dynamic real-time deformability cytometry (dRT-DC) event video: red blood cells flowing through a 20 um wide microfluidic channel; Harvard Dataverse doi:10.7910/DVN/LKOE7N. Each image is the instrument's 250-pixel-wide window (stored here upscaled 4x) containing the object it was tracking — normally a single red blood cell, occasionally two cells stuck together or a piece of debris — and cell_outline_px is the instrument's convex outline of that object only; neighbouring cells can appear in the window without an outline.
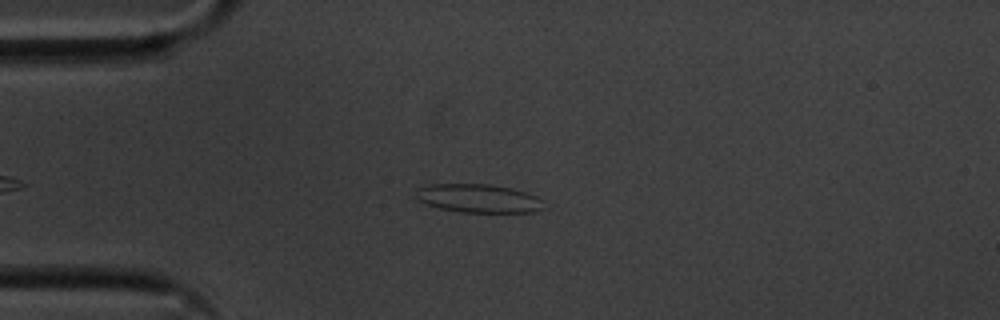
{"species": "common noctule bat (a hibernating species)", "species_latin": "Nyctalus noctula", "temperature_condition": "cold", "stored_images_in_passage": 44, "camera_frame_rate_fps": 3000, "um_per_image_px": 0.085, "animal": {"sex": "male", "body_mass_g": 20.1, "forearm_length_mm": 53.5}, "frame": {"image": 1, "passage_image": 6, "time_ms": 1.667, "image_size_px": [1000, 320], "cell_outline_px": [[544, 208], [536, 212], [460, 212], [440, 208], [428, 204], [420, 200], [416, 196], [416, 188], [428, 184], [488, 184], [512, 188], [528, 192], [536, 196], [540, 200]], "centroid_in_image_um": [40.67, 16.85], "position_along_channel_um": 44.3, "area_um2": 21.21}}
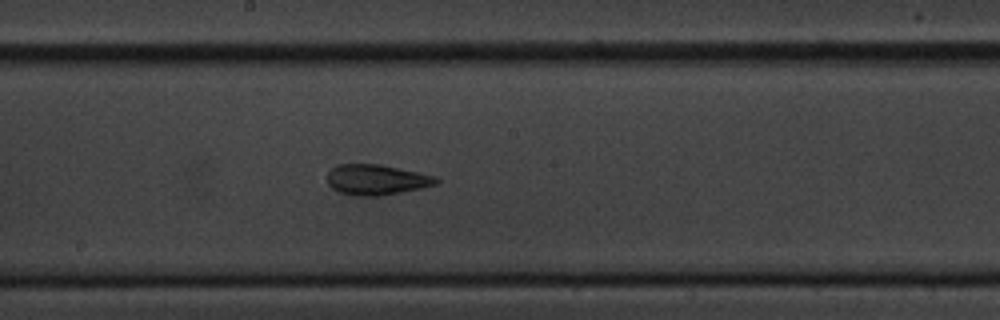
{"frame": {"image": 2, "passage_image": 22, "time_ms": 7.0, "image_size_px": [1000, 320], "cell_outline_px": [[440, 180], [436, 184], [420, 188], [380, 196], [352, 196], [340, 192], [332, 188], [328, 184], [328, 172], [336, 164], [380, 164], [436, 176]], "centroid_in_image_um": [31.98, 15.27], "position_along_channel_um": 216.2, "area_um2": 19.31}}
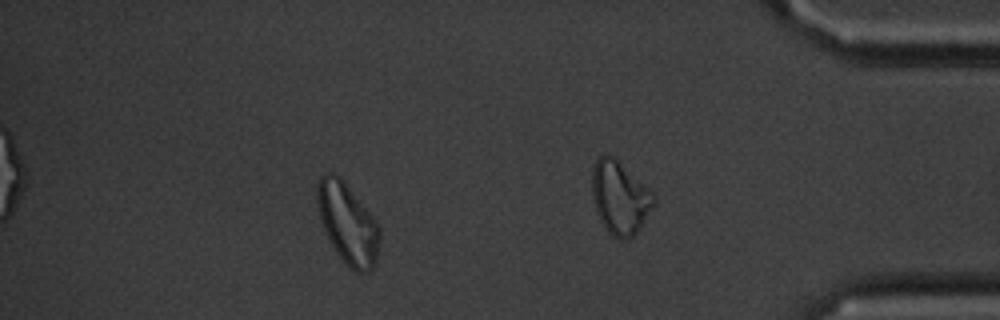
{"frame": {"image": 3, "passage_image": 37, "time_ms": 12.0, "image_size_px": [1000, 320], "cell_outline_px": [[380, 236], [376, 264], [368, 272], [356, 272], [336, 252], [324, 228], [320, 216], [316, 200], [316, 188], [320, 176], [328, 172], [332, 172], [340, 176], [376, 220], [380, 228]], "centroid_in_image_um": [29.56, 18.96], "position_along_channel_um": 405.6, "area_um2": 29.07}, "authors_computed_cell_mechanics": {"area_um2": 19.4786, "velocity_mm_per_s": 3.5491, "shape_relaxation_time_tau1_ms": null, "shape_relaxation_time_tau2_ms": 1.7382, "deformation_change_tau1": null, "deformation_change_tau2": 0.0846}}